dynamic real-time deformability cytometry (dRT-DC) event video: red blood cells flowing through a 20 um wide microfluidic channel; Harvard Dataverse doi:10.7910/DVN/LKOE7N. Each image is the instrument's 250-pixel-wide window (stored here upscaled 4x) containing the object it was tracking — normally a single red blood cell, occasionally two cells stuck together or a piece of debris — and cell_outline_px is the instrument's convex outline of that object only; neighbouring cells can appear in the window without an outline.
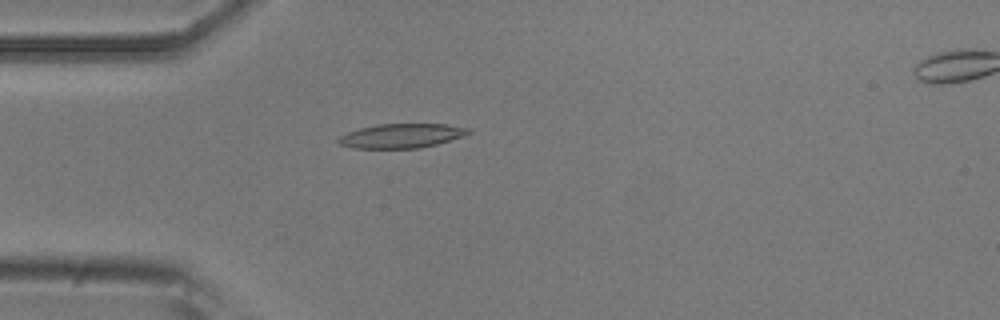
{"species": "common noctule bat (a hibernating species)", "species_latin": "Nyctalus noctula", "temperature_condition": "room temperature", "stored_images_in_passage": 52, "camera_frame_rate_fps": 3000, "um_per_image_px": 0.085, "animal": {"sex": "male", "body_mass_g": 20.5, "forearm_length_mm": 52.5}, "frame": {"image": 1, "passage_image": 14, "time_ms": 4.333, "image_size_px": [1000, 320], "cell_outline_px": [[472, 132], [436, 144], [416, 148], [352, 148], [340, 144], [336, 140], [340, 136], [348, 132], [360, 128], [376, 124], [448, 124], [472, 128]], "centroid_in_image_um": [34.11, 11.53], "position_along_channel_um": 50.9, "area_um2": 18.26}}
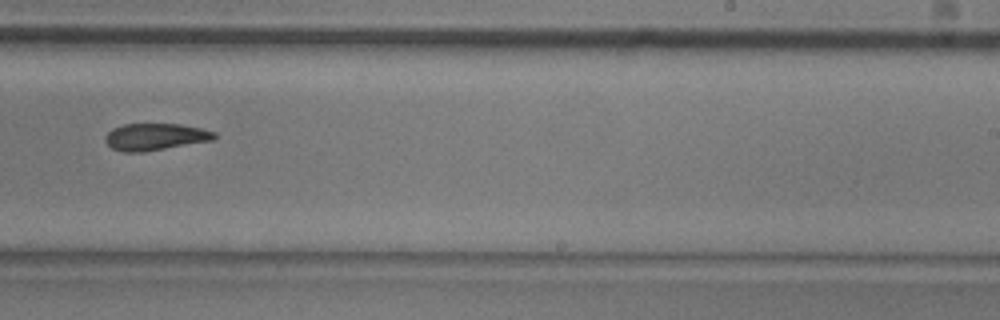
{"frame": {"image": 2, "passage_image": 32, "time_ms": 10.333, "image_size_px": [1000, 320], "cell_outline_px": [[216, 136], [212, 140], [144, 152], [124, 152], [112, 148], [104, 140], [104, 136], [112, 128], [124, 124], [180, 124], [200, 128], [216, 132]], "centroid_in_image_um": [13.16, 11.62], "position_along_channel_um": 275.8, "area_um2": 17.05}}
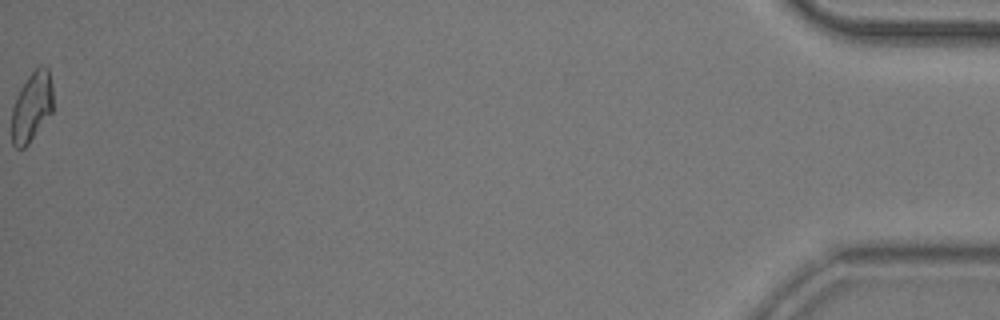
{"frame": {"image": 3, "passage_image": 52, "time_ms": 17.0, "image_size_px": [1000, 320], "cell_outline_px": [[52, 112], [28, 144], [24, 148], [16, 148], [12, 144], [12, 108], [16, 96], [20, 88], [28, 76], [40, 64], [44, 64], [48, 68], [52, 88]], "centroid_in_image_um": [2.69, 9.06], "position_along_channel_um": 432.5, "area_um2": 16.76}, "authors_computed_cell_mechanics": {"area_um2": 17.918, "velocity_mm_per_s": 3.8781, "shape_relaxation_time_tau1_ms": 5.4691, "shape_relaxation_time_tau2_ms": 7.5834, "deformation_change_tau1": 0.1513, "deformation_change_tau2": 0.1415}}